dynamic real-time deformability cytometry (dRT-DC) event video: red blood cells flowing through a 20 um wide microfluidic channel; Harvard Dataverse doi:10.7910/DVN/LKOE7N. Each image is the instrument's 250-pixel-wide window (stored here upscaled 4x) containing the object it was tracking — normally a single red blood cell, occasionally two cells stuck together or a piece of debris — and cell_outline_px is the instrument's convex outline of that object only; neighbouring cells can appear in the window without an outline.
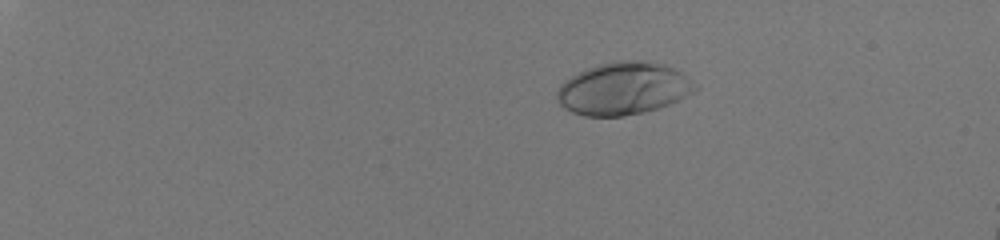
{"species": "human", "species_latin": "Homo sapiens", "temperature_condition": "room temperature", "stored_images_in_passage": 44, "camera_frame_rate_fps": 3000, "um_per_image_px": 0.085, "donor": {"sex": "male"}, "frame": {"image": 1, "passage_image": 1, "time_ms": 0.0, "image_size_px": [1000, 240], "cell_outline_px": [[700, 88], [668, 104], [644, 112], [624, 116], [584, 116], [572, 112], [564, 108], [556, 100], [556, 92], [560, 84], [564, 80], [596, 64], [616, 60], [648, 60], [664, 64], [680, 72]], "centroid_in_image_um": [52.94, 7.51], "position_along_channel_um": 32.1, "area_um2": 42.19}}
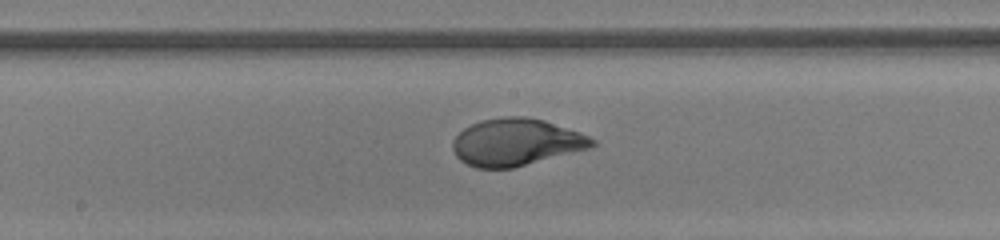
{"frame": {"image": 2, "passage_image": 24, "time_ms": 7.667, "image_size_px": [1000, 240], "cell_outline_px": [[596, 144], [592, 148], [512, 168], [476, 168], [460, 160], [456, 156], [452, 148], [452, 140], [464, 128], [480, 120], [504, 116], [524, 116], [544, 120], [588, 136], [596, 140]], "centroid_in_image_um": [43.86, 12.09], "position_along_channel_um": 204.3, "area_um2": 38.26}}
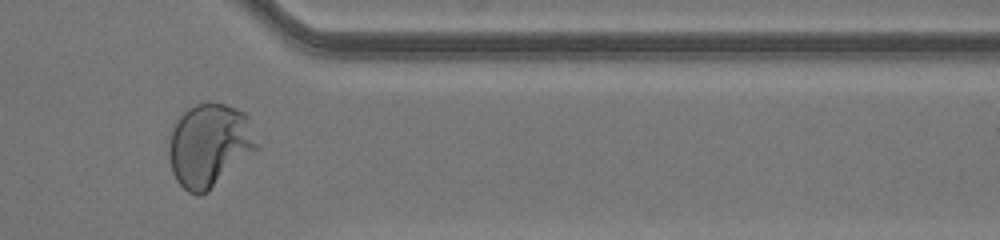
{"frame": {"image": 3, "passage_image": 38, "time_ms": 12.333, "image_size_px": [1000, 240], "cell_outline_px": [[260, 148], [208, 192], [200, 196], [196, 196], [188, 192], [176, 180], [172, 172], [168, 156], [168, 144], [172, 128], [176, 120], [188, 108], [196, 104], [208, 100], [224, 104], [244, 112], [248, 116], [260, 144]], "centroid_in_image_um": [17.82, 12.34], "position_along_channel_um": 393.6, "area_um2": 43.58}, "authors_computed_cell_mechanics": {"area_um2": 38.4081, "velocity_mm_per_s": 4.0928, "shape_relaxation_time_tau1_ms": 3.3144, "shape_relaxation_time_tau2_ms": null, "deformation_change_tau1": 0.2133, "deformation_change_tau2": null}}